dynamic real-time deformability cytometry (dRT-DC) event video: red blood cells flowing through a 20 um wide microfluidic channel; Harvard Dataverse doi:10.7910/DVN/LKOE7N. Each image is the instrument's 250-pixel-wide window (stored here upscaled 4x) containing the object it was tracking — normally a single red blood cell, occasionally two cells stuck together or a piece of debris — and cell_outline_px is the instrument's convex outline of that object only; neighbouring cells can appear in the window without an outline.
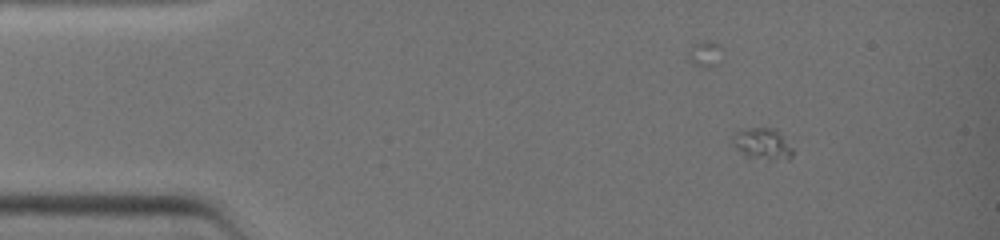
{"species": "common noctule bat (a hibernating species)", "species_latin": "Nyctalus noctula", "temperature_condition": "warm", "stored_images_in_passage": 36, "camera_frame_rate_fps": 3000, "um_per_image_px": 0.085, "animal": {"sex": "female", "body_mass_g": 19.0, "forearm_length_mm": 51.5}, "frame": {"image": 1, "passage_image": 1, "time_ms": 0.0, "image_size_px": [1000, 240], "cell_outline_px": [[792, 156], [788, 160], [768, 160], [748, 156], [736, 148], [732, 144], [732, 136], [736, 132], [744, 128], [776, 128], [792, 148]], "centroid_in_image_um": [64.81, 12.22], "position_along_channel_um": 20.2, "area_um2": 10.98}}
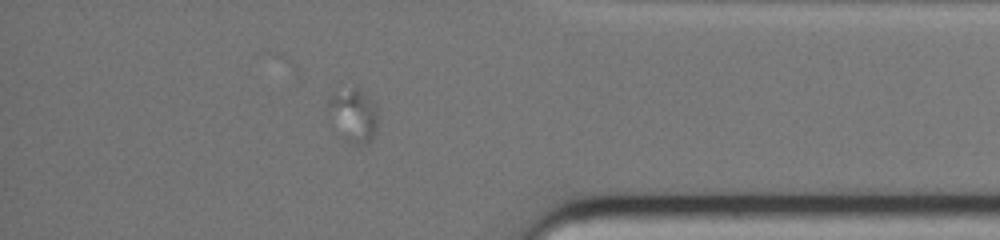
{"frame": {"image": 2, "passage_image": 31, "time_ms": 10.0, "image_size_px": [1000, 240], "cell_outline_px": [[376, 128], [372, 140], [368, 144], [356, 144], [348, 140], [328, 104], [328, 96], [356, 84], [376, 100]], "centroid_in_image_um": [30.17, 9.66], "position_along_channel_um": 405.0, "area_um2": 14.8}}